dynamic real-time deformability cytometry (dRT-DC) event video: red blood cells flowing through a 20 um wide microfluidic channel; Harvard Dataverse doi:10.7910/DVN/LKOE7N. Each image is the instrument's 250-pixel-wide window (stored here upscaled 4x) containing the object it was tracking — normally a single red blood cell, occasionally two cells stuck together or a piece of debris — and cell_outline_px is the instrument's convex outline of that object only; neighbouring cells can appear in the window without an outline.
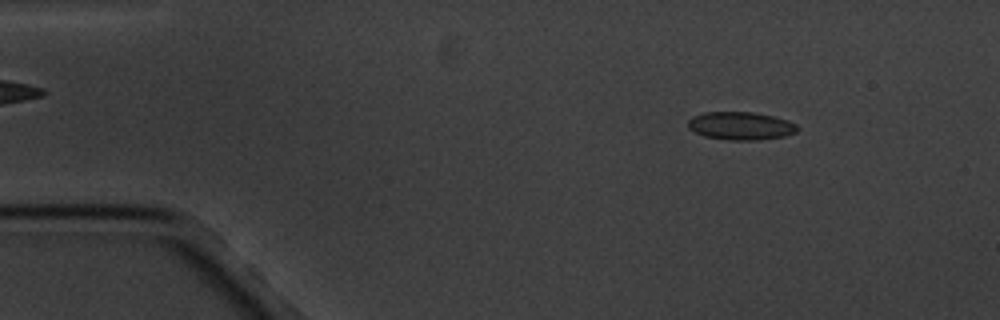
{"species": "common noctule bat (a hibernating species)", "species_latin": "Nyctalus noctula", "temperature_condition": "cold", "stored_images_in_passage": 5, "camera_frame_rate_fps": 3000, "um_per_image_px": 0.085, "animal": {"sex": "male", "body_mass_g": 20.1, "forearm_length_mm": 53.5}, "frame": {"image": 1, "passage_image": 2, "time_ms": 1.333, "image_size_px": [1000, 320], "cell_outline_px": [[800, 128], [796, 132], [784, 136], [756, 140], [728, 140], [704, 136], [688, 128], [688, 120], [692, 116], [704, 112], [752, 112], [772, 116], [788, 120], [796, 124]], "centroid_in_image_um": [62.96, 10.69], "position_along_channel_um": 22.0, "area_um2": 17.86}}